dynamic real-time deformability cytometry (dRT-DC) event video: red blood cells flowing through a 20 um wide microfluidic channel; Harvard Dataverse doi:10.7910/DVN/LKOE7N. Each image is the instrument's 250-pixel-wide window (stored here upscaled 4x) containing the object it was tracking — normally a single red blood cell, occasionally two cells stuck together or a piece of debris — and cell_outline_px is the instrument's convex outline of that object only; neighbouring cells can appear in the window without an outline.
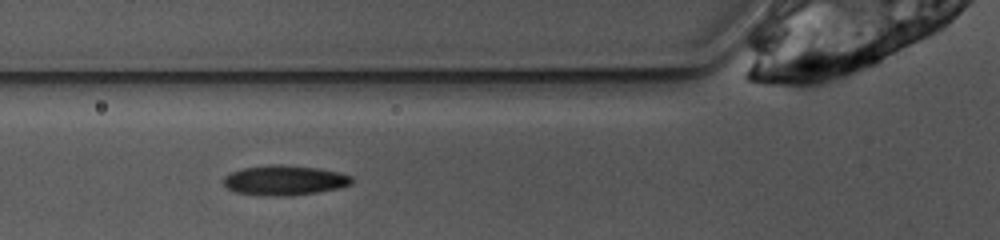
{"species": "common noctule bat (a hibernating species)", "species_latin": "Nyctalus noctula", "temperature_condition": "warm", "stored_images_in_passage": 26, "camera_frame_rate_fps": 3000, "um_per_image_px": 0.085, "animal": {"sex": "female", "body_mass_g": 10.0, "forearm_length_mm": 53.1}, "frame": {"image": 1, "passage_image": 4, "time_ms": 1.0, "image_size_px": [1000, 240], "cell_outline_px": [[352, 184], [336, 188], [316, 192], [280, 196], [268, 196], [236, 192], [228, 188], [224, 184], [224, 176], [232, 172], [244, 168], [268, 164], [280, 164], [316, 168], [340, 172], [352, 176]], "centroid_in_image_um": [24.18, 15.31], "position_along_channel_um": 101.6, "area_um2": 22.08}}
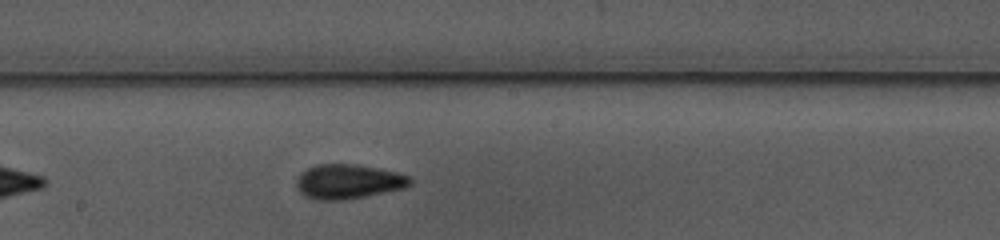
{"frame": {"image": 2, "passage_image": 13, "time_ms": 4.0, "image_size_px": [1000, 240], "cell_outline_px": [[412, 184], [404, 188], [344, 200], [316, 200], [304, 196], [300, 192], [296, 184], [296, 180], [300, 172], [316, 164], [356, 164], [396, 172], [412, 176]], "centroid_in_image_um": [29.59, 15.43], "position_along_channel_um": 218.6, "area_um2": 22.95}}
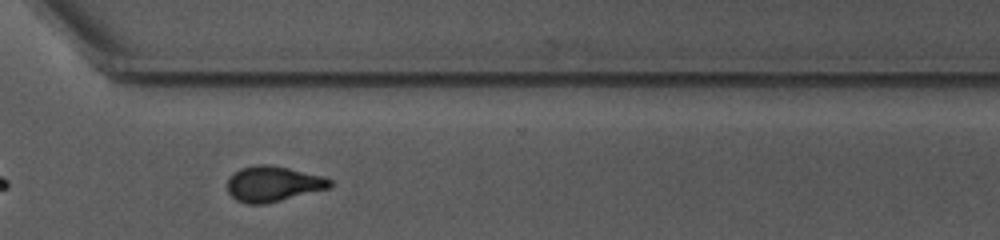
{"frame": {"image": 3, "passage_image": 23, "time_ms": 7.333, "image_size_px": [1000, 240], "cell_outline_px": [[332, 184], [328, 188], [264, 204], [248, 204], [236, 200], [228, 192], [228, 176], [232, 172], [240, 168], [256, 164], [272, 164], [324, 176], [332, 180]], "centroid_in_image_um": [23.17, 15.6], "position_along_channel_um": 347.4, "area_um2": 21.27}, "authors_computed_cell_mechanics": {"area_um2": 22.1374, "velocity_mm_per_s": 3.8818, "shape_relaxation_time_tau1_ms": 4.0428, "shape_relaxation_time_tau2_ms": 2.1118, "deformation_change_tau1": 0.1593, "deformation_change_tau2": 0.0898}}